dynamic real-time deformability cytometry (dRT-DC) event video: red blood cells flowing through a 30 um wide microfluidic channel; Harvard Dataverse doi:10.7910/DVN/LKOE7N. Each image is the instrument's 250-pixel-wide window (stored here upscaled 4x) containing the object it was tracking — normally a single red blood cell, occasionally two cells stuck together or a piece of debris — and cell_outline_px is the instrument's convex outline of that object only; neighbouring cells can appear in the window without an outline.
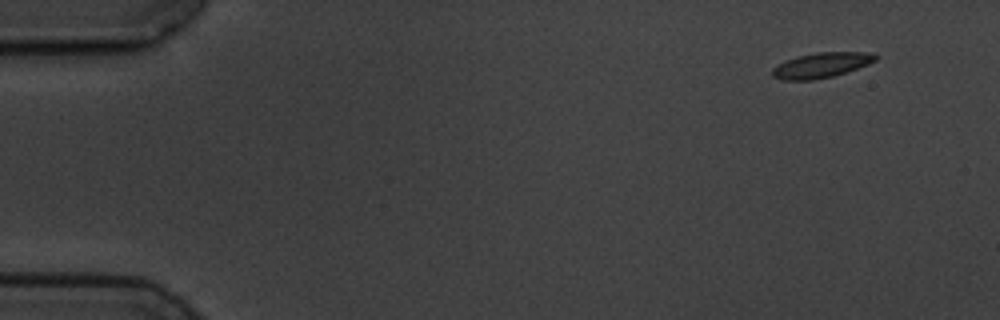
{"species": "common noctule bat (a hibernating species)", "species_latin": "Nyctalus noctula", "temperature_condition": "cold", "stored_images_in_passage": 5, "camera_frame_rate_fps": 3000, "um_per_image_px": 0.085, "animal": {"sex": "male", "body_mass_g": 19.5, "forearm_length_mm": 54.6}, "frame": {"image": 1, "passage_image": 1, "time_ms": 0.0, "image_size_px": [1000, 320], "cell_outline_px": [[880, 56], [876, 60], [868, 64], [832, 76], [812, 80], [780, 80], [772, 76], [772, 68], [776, 64], [784, 60], [796, 56], [816, 52], [864, 52]], "centroid_in_image_um": [69.74, 5.53], "position_along_channel_um": 15.3, "area_um2": 15.14}}
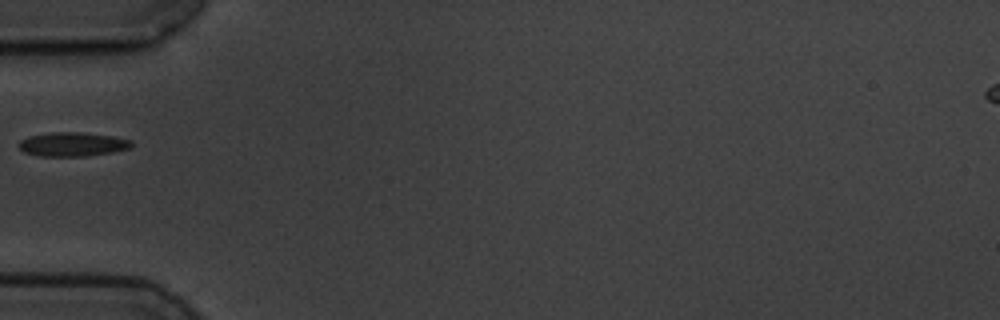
{"frame": {"image": 2, "passage_image": 5, "time_ms": 5.0, "image_size_px": [1000, 320], "cell_outline_px": [[132, 148], [112, 152], [84, 156], [40, 156], [24, 152], [16, 144], [20, 140], [28, 136], [52, 132], [80, 132], [112, 136], [132, 140]], "centroid_in_image_um": [6.15, 12.26], "position_along_channel_um": 78.9, "area_um2": 15.84}}